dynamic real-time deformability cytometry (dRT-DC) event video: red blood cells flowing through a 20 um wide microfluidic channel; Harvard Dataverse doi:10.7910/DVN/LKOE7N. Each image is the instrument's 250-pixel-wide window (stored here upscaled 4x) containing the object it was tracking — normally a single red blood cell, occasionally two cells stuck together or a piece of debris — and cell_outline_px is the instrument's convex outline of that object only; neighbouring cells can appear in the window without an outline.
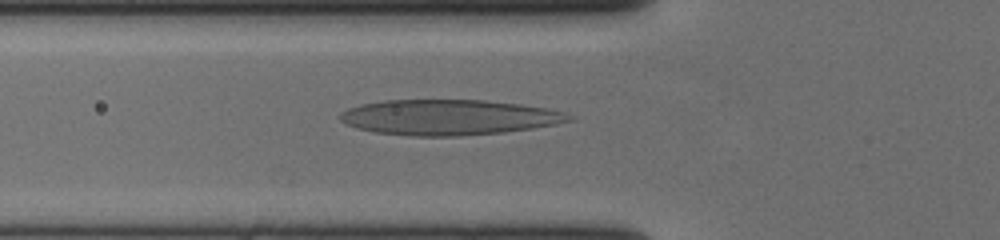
{"species": "human", "species_latin": "Homo sapiens", "temperature_condition": "cold", "stored_images_in_passage": 56, "camera_frame_rate_fps": 3000, "um_per_image_px": 0.085, "donor": {"sex": "female"}, "frame": {"image": 1, "passage_image": 20, "time_ms": 6.333, "image_size_px": [1000, 240], "cell_outline_px": [[576, 116], [572, 120], [556, 124], [532, 128], [504, 132], [460, 136], [412, 136], [376, 132], [356, 128], [344, 124], [340, 120], [340, 112], [348, 108], [360, 104], [384, 100], [484, 100], [520, 104], [548, 108], [564, 112]], "centroid_in_image_um": [38.15, 9.97], "position_along_channel_um": 87.7, "area_um2": 47.45}}
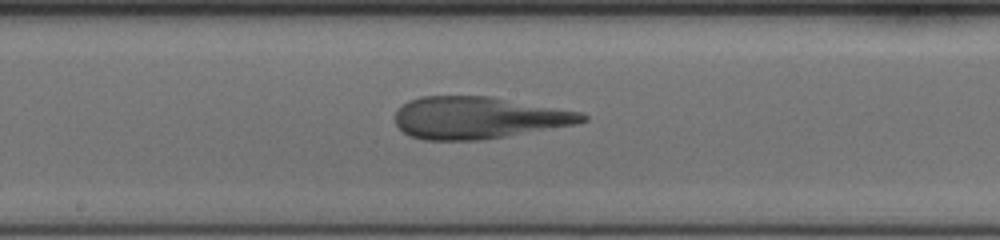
{"frame": {"image": 2, "passage_image": 30, "time_ms": 9.667, "image_size_px": [1000, 240], "cell_outline_px": [[588, 120], [576, 124], [480, 140], [424, 140], [408, 136], [396, 124], [396, 112], [408, 100], [420, 96], [492, 96], [584, 112], [588, 116]], "centroid_in_image_um": [40.68, 10.0], "position_along_channel_um": 207.5, "area_um2": 45.95}}
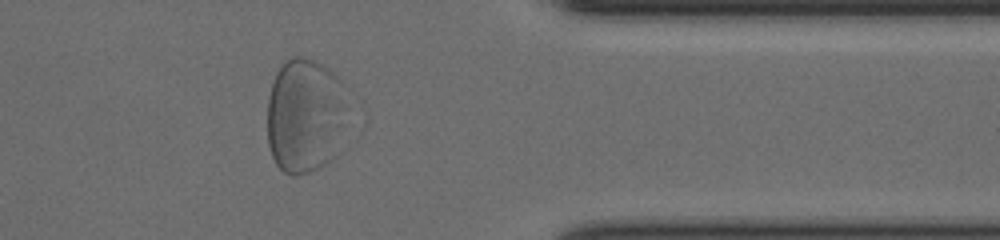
{"frame": {"image": 3, "passage_image": 46, "time_ms": 15.0, "image_size_px": [1000, 240], "cell_outline_px": [[364, 108], [336, 156], [332, 160], [320, 168], [296, 176], [292, 176], [284, 172], [276, 164], [272, 156], [268, 144], [268, 96], [272, 80], [276, 72], [292, 56], [300, 56], [312, 60], [328, 68], [360, 100]], "centroid_in_image_um": [26.23, 9.84], "position_along_channel_um": 385.2, "area_um2": 58.9}}